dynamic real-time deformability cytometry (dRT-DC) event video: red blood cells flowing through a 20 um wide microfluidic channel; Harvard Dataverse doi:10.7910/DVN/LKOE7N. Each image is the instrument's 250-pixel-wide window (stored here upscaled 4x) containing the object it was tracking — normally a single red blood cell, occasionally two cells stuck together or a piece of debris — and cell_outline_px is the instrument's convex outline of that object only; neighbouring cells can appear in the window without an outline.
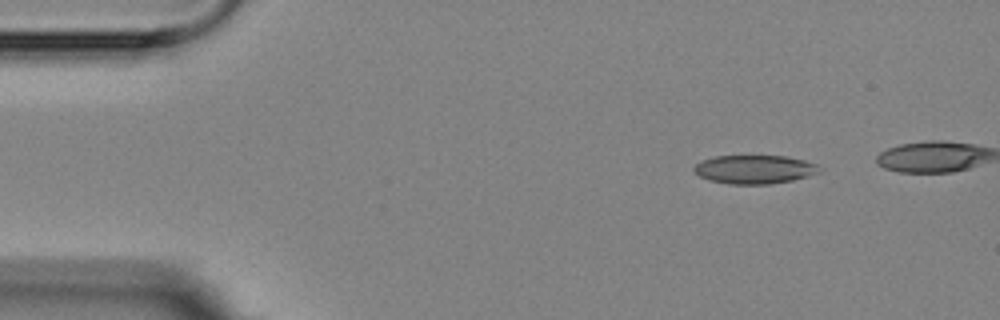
{"species": "Egyptian fruit bat (a non-hibernating species)", "species_latin": "Rousettus aegyptiacus", "temperature_condition": "room temperature", "stored_images_in_passage": 5, "camera_frame_rate_fps": 3000, "um_per_image_px": 0.085, "animal": {"sex": "female"}, "frame": {"image": 1, "passage_image": 1, "time_ms": 0.0, "image_size_px": [1000, 320], "cell_outline_px": [[820, 172], [808, 176], [792, 180], [768, 184], [728, 184], [708, 180], [700, 176], [692, 168], [700, 160], [716, 156], [784, 156], [804, 160], [816, 164], [820, 168]], "centroid_in_image_um": [64.11, 14.4], "position_along_channel_um": 20.9, "area_um2": 20.87}}